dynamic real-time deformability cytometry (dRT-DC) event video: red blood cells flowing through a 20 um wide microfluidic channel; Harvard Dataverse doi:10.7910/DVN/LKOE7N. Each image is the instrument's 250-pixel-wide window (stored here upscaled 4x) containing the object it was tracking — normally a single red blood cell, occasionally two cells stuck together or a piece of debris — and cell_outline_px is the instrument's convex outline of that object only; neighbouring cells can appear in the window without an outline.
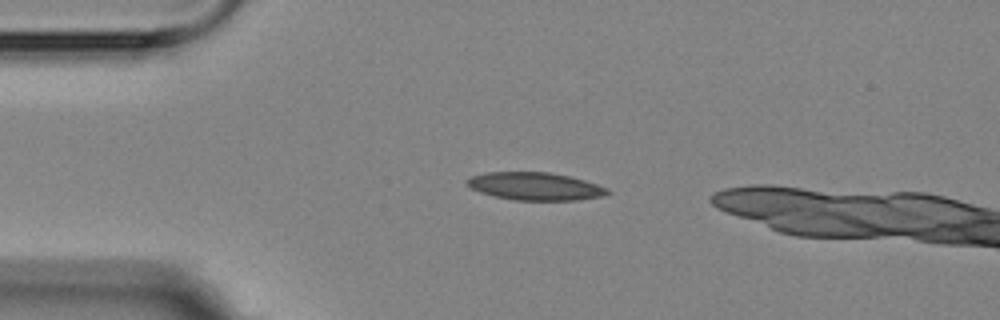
{"species": "Egyptian fruit bat (a non-hibernating species)", "species_latin": "Rousettus aegyptiacus", "temperature_condition": "room temperature", "stored_images_in_passage": 4, "camera_frame_rate_fps": 3000, "um_per_image_px": 0.085, "animal": {"sex": "female"}, "frame": {"image": 1, "passage_image": 2, "time_ms": 1.0, "image_size_px": [1000, 320], "cell_outline_px": [[612, 192], [604, 196], [576, 200], [516, 200], [496, 196], [480, 192], [464, 184], [464, 180], [472, 176], [484, 172], [548, 172], [568, 176], [584, 180], [608, 188]], "centroid_in_image_um": [45.47, 15.83], "position_along_channel_um": 39.5, "area_um2": 22.72}}